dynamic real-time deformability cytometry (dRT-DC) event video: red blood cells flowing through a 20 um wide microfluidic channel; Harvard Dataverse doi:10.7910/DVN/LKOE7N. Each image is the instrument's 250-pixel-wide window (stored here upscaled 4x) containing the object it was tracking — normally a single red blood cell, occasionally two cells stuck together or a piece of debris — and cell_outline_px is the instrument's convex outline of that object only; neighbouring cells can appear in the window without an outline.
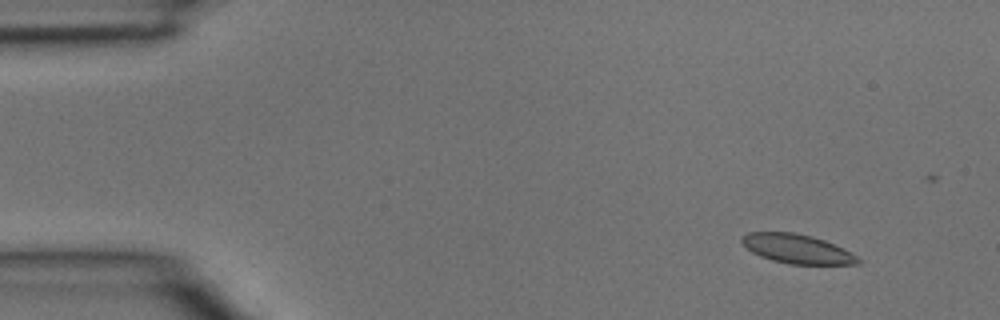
{"species": "common noctule bat (a hibernating species)", "species_latin": "Nyctalus noctula", "temperature_condition": "room temperature", "stored_images_in_passage": 3, "camera_frame_rate_fps": 3000, "um_per_image_px": 0.085, "animal": {"sex": "male", "body_mass_g": 15.6}, "frame": {"image": 1, "passage_image": 1, "time_ms": 0.0, "image_size_px": [1000, 320], "cell_outline_px": [[860, 264], [788, 264], [772, 260], [760, 256], [752, 252], [740, 240], [740, 236], [748, 232], [792, 232], [812, 236], [824, 240], [844, 248], [856, 256], [860, 260]], "centroid_in_image_um": [67.73, 21.15], "position_along_channel_um": 17.3, "area_um2": 19.71}}
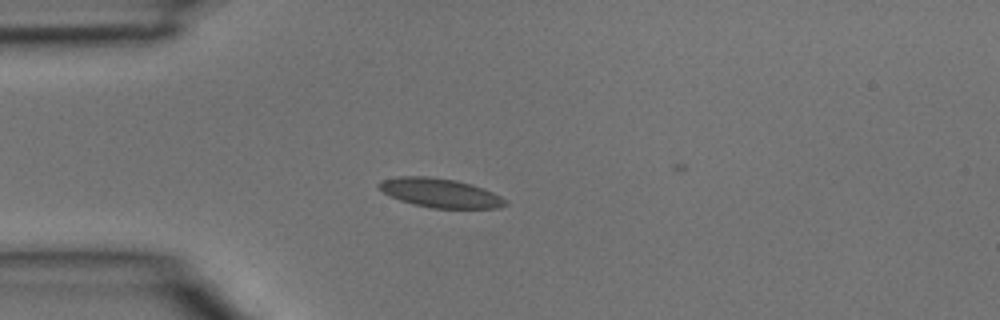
{"frame": {"image": 2, "passage_image": 3, "time_ms": 0.667, "image_size_px": [1000, 320], "cell_outline_px": [[508, 204], [500, 208], [432, 208], [412, 204], [400, 200], [384, 192], [376, 184], [380, 180], [396, 176], [428, 176], [456, 180], [472, 184], [484, 188], [500, 196]], "centroid_in_image_um": [37.4, 16.39], "position_along_channel_um": 47.6, "area_um2": 21.44}}